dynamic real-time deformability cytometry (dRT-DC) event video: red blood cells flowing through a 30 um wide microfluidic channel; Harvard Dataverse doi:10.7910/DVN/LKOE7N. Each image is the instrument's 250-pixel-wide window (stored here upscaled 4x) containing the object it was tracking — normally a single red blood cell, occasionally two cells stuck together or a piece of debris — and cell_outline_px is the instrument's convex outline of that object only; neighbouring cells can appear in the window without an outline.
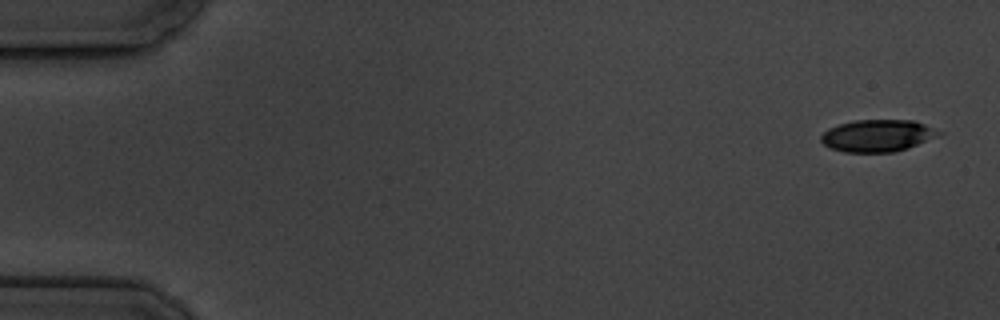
{"species": "common noctule bat (a hibernating species)", "species_latin": "Nyctalus noctula", "temperature_condition": "cold", "stored_images_in_passage": 10, "camera_frame_rate_fps": 3000, "um_per_image_px": 0.085, "animal": {"sex": "male", "body_mass_g": 19.5, "forearm_length_mm": 54.6}, "frame": {"image": 1, "passage_image": 1, "time_ms": 0.0, "image_size_px": [1000, 320], "cell_outline_px": [[944, 132], [940, 136], [908, 148], [896, 152], [844, 152], [828, 148], [820, 140], [820, 136], [828, 128], [840, 124], [856, 120], [912, 120], [924, 124]], "centroid_in_image_um": [74.6, 11.54], "position_along_channel_um": 10.4, "area_um2": 22.2}}
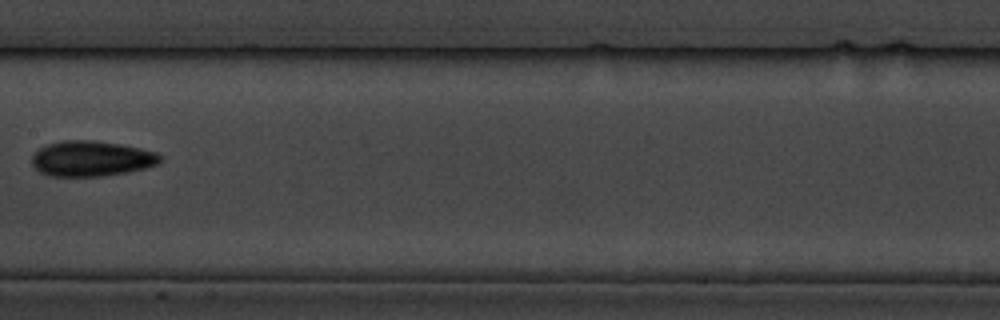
{"frame": {"image": 2, "passage_image": 9, "time_ms": 9.333, "image_size_px": [1000, 320], "cell_outline_px": [[160, 160], [156, 164], [144, 168], [104, 176], [48, 176], [40, 172], [32, 164], [32, 156], [40, 148], [48, 144], [60, 140], [92, 140], [120, 144], [140, 148], [156, 152], [160, 156]], "centroid_in_image_um": [7.73, 13.47], "position_along_channel_um": 199.7, "area_um2": 26.24}}
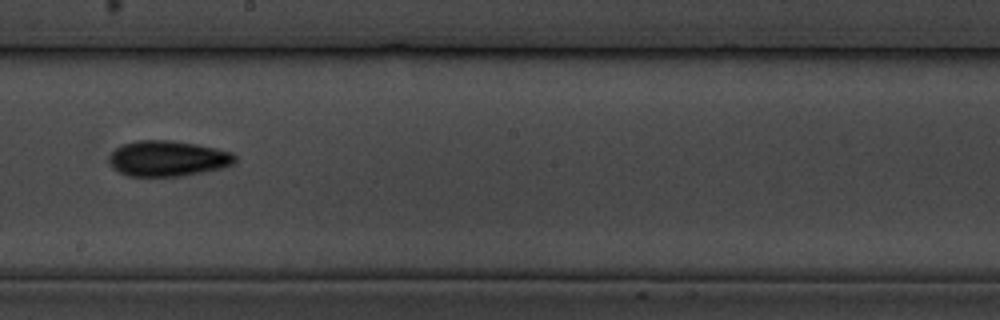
{"frame": {"image": 3, "passage_image": 10, "time_ms": 10.333, "image_size_px": [1000, 320], "cell_outline_px": [[236, 164], [204, 172], [180, 176], [128, 176], [112, 168], [108, 160], [108, 156], [120, 144], [136, 140], [172, 140], [196, 144], [216, 148], [232, 152], [236, 156]], "centroid_in_image_um": [14.25, 13.46], "position_along_channel_um": 233.9, "area_um2": 26.41}}